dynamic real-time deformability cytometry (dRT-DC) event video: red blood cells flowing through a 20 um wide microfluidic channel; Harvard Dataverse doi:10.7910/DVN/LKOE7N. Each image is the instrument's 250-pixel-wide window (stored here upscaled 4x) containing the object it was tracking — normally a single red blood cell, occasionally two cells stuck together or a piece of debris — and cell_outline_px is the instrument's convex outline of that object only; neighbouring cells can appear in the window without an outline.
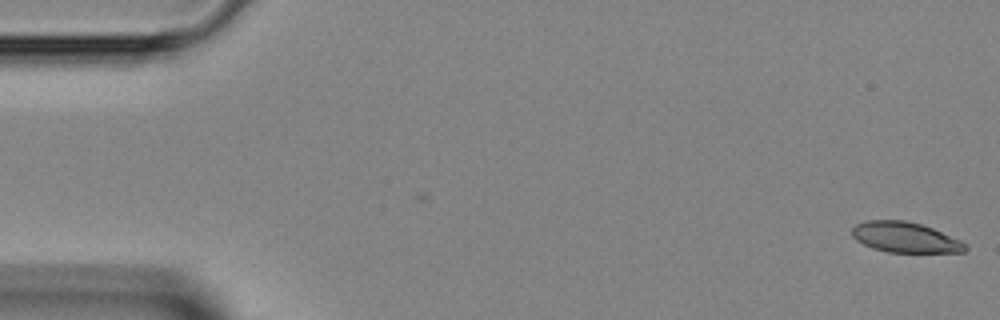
{"species": "Egyptian fruit bat (a non-hibernating species)", "species_latin": "Rousettus aegyptiacus", "temperature_condition": "room temperature", "stored_images_in_passage": 2, "camera_frame_rate_fps": 3000, "um_per_image_px": 0.085, "animal": {"sex": "female"}, "frame": {"image": 1, "passage_image": 2, "time_ms": 0.333, "image_size_px": [1000, 320], "cell_outline_px": [[968, 248], [964, 252], [888, 252], [872, 248], [856, 240], [852, 236], [852, 228], [856, 224], [868, 220], [904, 220], [920, 224], [932, 228], [960, 240], [968, 244]], "centroid_in_image_um": [76.94, 20.17], "position_along_channel_um": 8.1, "area_um2": 20.0}}